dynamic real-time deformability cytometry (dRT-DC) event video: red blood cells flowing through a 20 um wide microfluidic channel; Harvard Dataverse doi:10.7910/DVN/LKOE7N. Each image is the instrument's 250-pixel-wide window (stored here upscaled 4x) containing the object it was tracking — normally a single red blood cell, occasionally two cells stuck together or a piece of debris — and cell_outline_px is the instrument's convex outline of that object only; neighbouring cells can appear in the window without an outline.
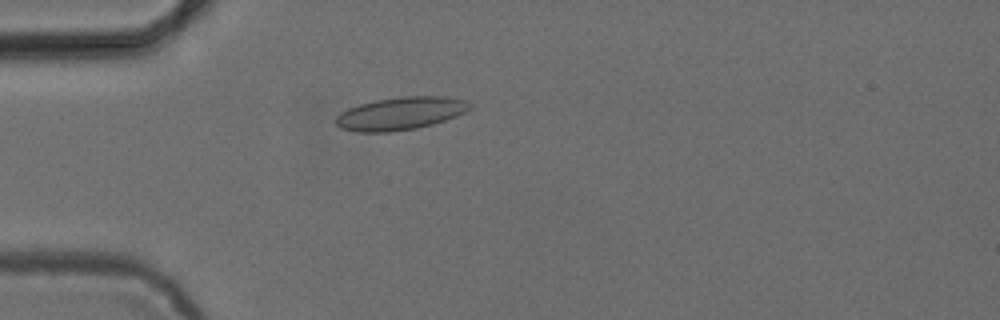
{"species": "common noctule bat (a hibernating species)", "species_latin": "Nyctalus noctula", "temperature_condition": "cold", "stored_images_in_passage": 45, "camera_frame_rate_fps": 3000, "um_per_image_px": 0.085, "animal": {"sex": "female", "body_mass_g": 24.6, "forearm_length_mm": 56.2}, "frame": {"image": 1, "passage_image": 15, "time_ms": 4.667, "image_size_px": [1000, 320], "cell_outline_px": [[472, 108], [456, 116], [432, 124], [416, 128], [392, 132], [360, 132], [340, 128], [332, 120], [340, 112], [348, 108], [360, 104], [376, 100], [400, 96], [444, 96], [464, 100], [472, 104]], "centroid_in_image_um": [34.01, 9.64], "position_along_channel_um": 51.0, "area_um2": 25.72}}
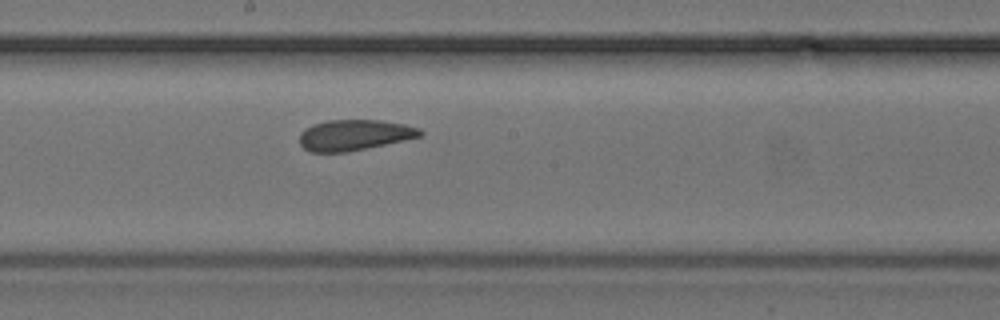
{"frame": {"image": 2, "passage_image": 29, "time_ms": 9.333, "image_size_px": [1000, 320], "cell_outline_px": [[424, 132], [420, 136], [404, 140], [348, 152], [308, 152], [300, 144], [300, 132], [304, 128], [312, 124], [328, 120], [380, 120], [404, 124], [420, 128]], "centroid_in_image_um": [30.09, 11.47], "position_along_channel_um": 218.1, "area_um2": 21.68}}
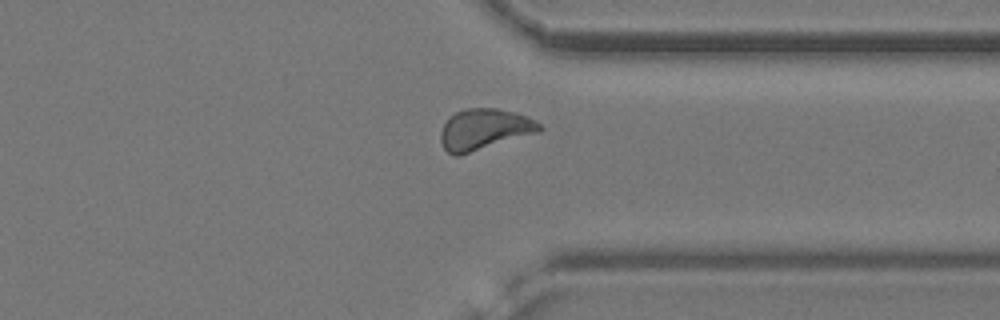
{"frame": {"image": 3, "passage_image": 41, "time_ms": 13.333, "image_size_px": [1000, 320], "cell_outline_px": [[544, 128], [540, 132], [460, 156], [452, 156], [444, 148], [440, 140], [440, 132], [444, 124], [456, 112], [464, 108], [496, 108], [516, 112], [540, 124]], "centroid_in_image_um": [41.16, 11.01], "position_along_channel_um": 370.2, "area_um2": 23.7}, "authors_computed_cell_mechanics": {"area_um2": 23.4668, "velocity_mm_per_s": 3.8434, "shape_relaxation_time_tau1_ms": null, "shape_relaxation_time_tau2_ms": 1.5152, "deformation_change_tau1": null, "deformation_change_tau2": 0.0633}}